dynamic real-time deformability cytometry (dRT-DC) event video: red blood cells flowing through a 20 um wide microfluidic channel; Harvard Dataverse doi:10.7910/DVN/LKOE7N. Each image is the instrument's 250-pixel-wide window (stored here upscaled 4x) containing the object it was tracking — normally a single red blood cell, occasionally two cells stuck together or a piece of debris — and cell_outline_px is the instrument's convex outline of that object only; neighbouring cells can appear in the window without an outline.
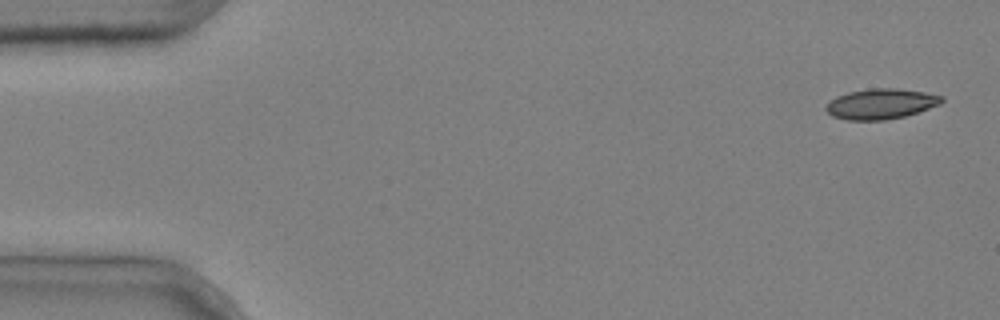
{"species": "common noctule bat (a hibernating species)", "species_latin": "Nyctalus noctula", "temperature_condition": "cold", "stored_images_in_passage": 4, "camera_frame_rate_fps": 3000, "um_per_image_px": 0.085, "animal": {"sex": "male", "body_mass_g": 20.4}, "frame": {"image": 1, "passage_image": 1, "time_ms": 0.0, "image_size_px": [1000, 320], "cell_outline_px": [[944, 100], [940, 104], [904, 116], [884, 120], [848, 120], [832, 116], [824, 108], [836, 96], [848, 92], [872, 88], [896, 88], [924, 92], [944, 96]], "centroid_in_image_um": [74.87, 8.82], "position_along_channel_um": 10.1, "area_um2": 20.29}}
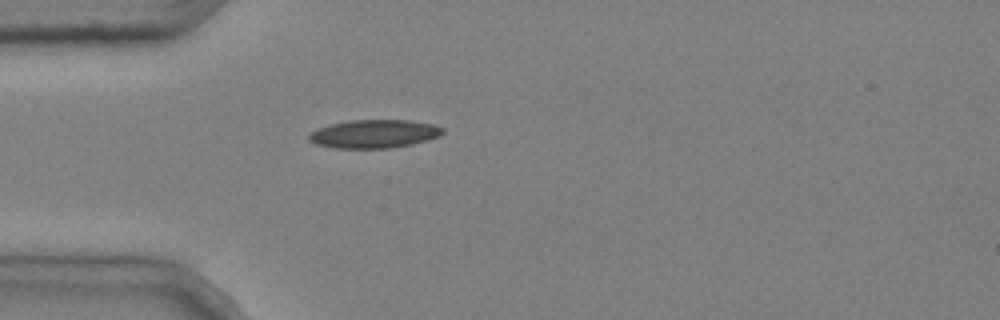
{"frame": {"image": 2, "passage_image": 4, "time_ms": 1.0, "image_size_px": [1000, 320], "cell_outline_px": [[444, 132], [440, 136], [428, 140], [412, 144], [388, 148], [332, 148], [316, 144], [308, 140], [308, 136], [312, 132], [320, 128], [332, 124], [352, 120], [408, 120], [432, 124], [444, 128]], "centroid_in_image_um": [31.83, 11.38], "position_along_channel_um": 53.2, "area_um2": 21.96}}